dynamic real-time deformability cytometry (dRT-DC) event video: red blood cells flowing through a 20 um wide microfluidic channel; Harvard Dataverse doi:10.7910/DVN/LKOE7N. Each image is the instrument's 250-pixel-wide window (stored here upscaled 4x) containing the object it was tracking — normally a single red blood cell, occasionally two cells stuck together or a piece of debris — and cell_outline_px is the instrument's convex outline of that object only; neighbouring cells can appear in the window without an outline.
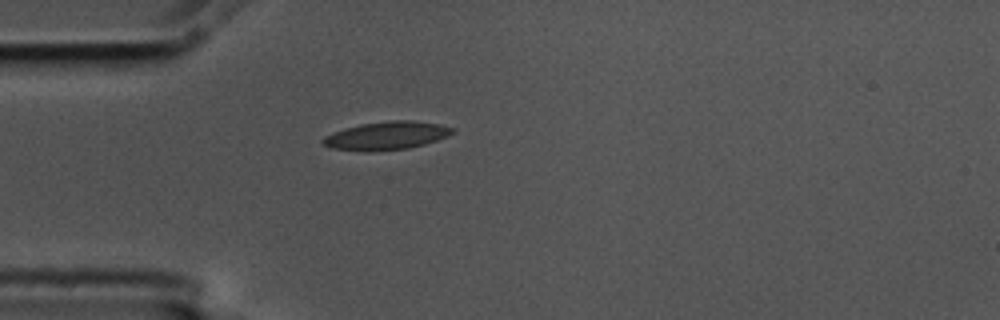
{"species": "common noctule bat (a hibernating species)", "species_latin": "Nyctalus noctula", "temperature_condition": "cold", "stored_images_in_passage": 1, "camera_frame_rate_fps": 3000, "um_per_image_px": 0.085, "animal": {"sex": "male", "body_mass_g": 17.5, "forearm_length_mm": 52.3}, "frame": {"image": 1, "passage_image": 1, "time_ms": 0.0, "image_size_px": [1000, 320], "cell_outline_px": [[456, 132], [448, 136], [424, 144], [408, 148], [368, 152], [332, 148], [324, 144], [320, 140], [324, 136], [332, 132], [344, 128], [360, 124], [392, 120], [412, 120], [440, 124], [456, 128]], "centroid_in_image_um": [32.86, 11.52], "position_along_channel_um": 52.1, "area_um2": 21.44}}